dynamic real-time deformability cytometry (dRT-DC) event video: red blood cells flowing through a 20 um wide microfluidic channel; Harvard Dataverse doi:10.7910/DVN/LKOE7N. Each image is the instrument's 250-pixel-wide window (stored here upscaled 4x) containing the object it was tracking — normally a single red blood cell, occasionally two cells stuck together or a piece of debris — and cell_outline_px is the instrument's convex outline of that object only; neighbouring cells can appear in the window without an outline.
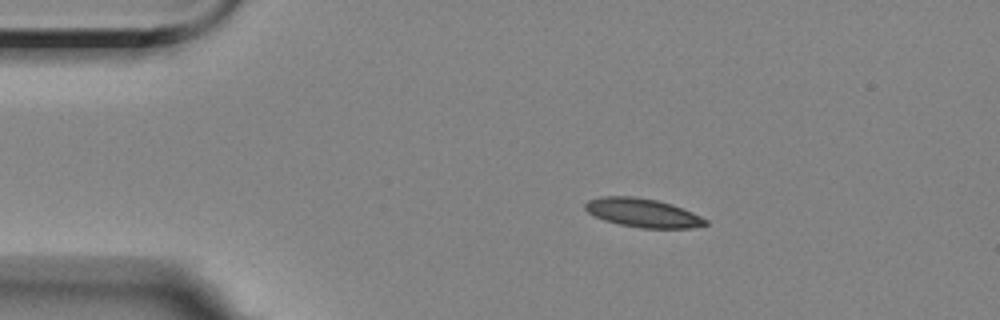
{"species": "Egyptian fruit bat (a non-hibernating species)", "species_latin": "Rousettus aegyptiacus", "temperature_condition": "room temperature", "stored_images_in_passage": 7, "camera_frame_rate_fps": 3000, "um_per_image_px": 0.085, "animal": {"sex": "female"}, "frame": {"image": 1, "passage_image": 1, "time_ms": 0.0, "image_size_px": [1000, 320], "cell_outline_px": [[708, 224], [688, 228], [640, 228], [620, 224], [604, 220], [588, 212], [584, 208], [584, 204], [588, 200], [600, 196], [632, 196], [656, 200], [672, 204], [692, 212], [708, 220]], "centroid_in_image_um": [54.62, 18.08], "position_along_channel_um": 30.4, "area_um2": 20.06}}
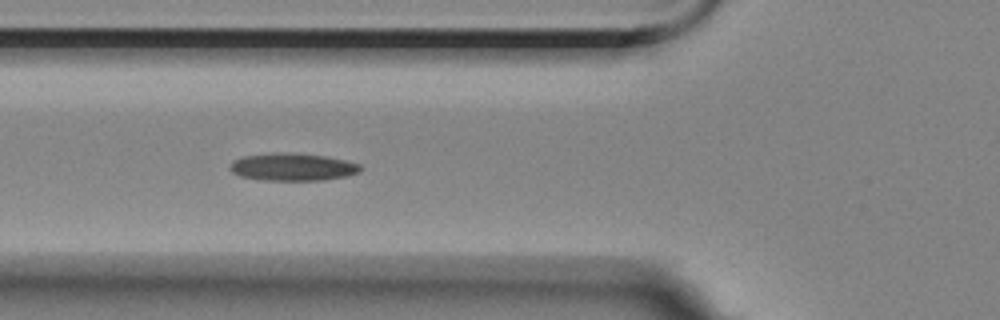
{"frame": {"image": 2, "passage_image": 4, "time_ms": 3.333, "image_size_px": [1000, 320], "cell_outline_px": [[364, 168], [360, 172], [348, 176], [324, 180], [260, 180], [240, 176], [232, 172], [228, 168], [232, 160], [244, 156], [324, 156], [344, 160], [360, 164]], "centroid_in_image_um": [24.92, 14.26], "position_along_channel_um": 100.9, "area_um2": 19.83}}
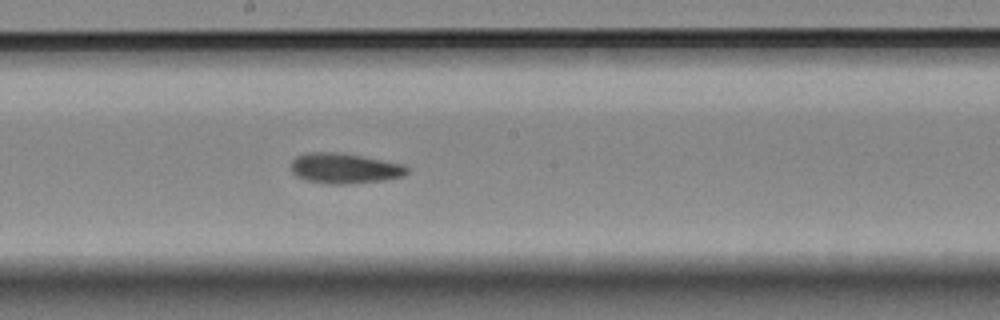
{"frame": {"image": 3, "passage_image": 7, "time_ms": 6.667, "image_size_px": [1000, 320], "cell_outline_px": [[408, 172], [404, 176], [384, 180], [352, 184], [328, 184], [304, 180], [296, 176], [292, 172], [292, 160], [296, 156], [308, 152], [336, 152], [364, 156], [404, 164], [408, 168]], "centroid_in_image_um": [29.29, 14.31], "position_along_channel_um": 218.9, "area_um2": 20.75}}